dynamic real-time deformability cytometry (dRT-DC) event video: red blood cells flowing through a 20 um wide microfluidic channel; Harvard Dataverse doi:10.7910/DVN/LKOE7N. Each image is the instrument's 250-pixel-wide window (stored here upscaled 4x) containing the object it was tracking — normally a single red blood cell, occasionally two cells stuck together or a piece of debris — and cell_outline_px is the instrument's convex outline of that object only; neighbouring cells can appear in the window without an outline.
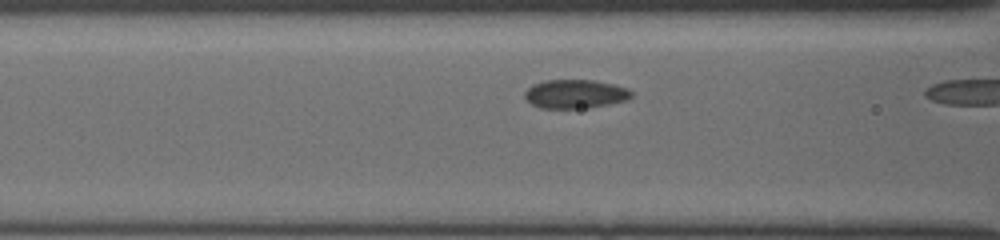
{"species": "common noctule bat (a hibernating species)", "species_latin": "Nyctalus noctula", "temperature_condition": "cold", "stored_images_in_passage": 9, "camera_frame_rate_fps": 3000, "um_per_image_px": 0.085, "animal": {"sex": "female", "body_mass_g": 19.5, "forearm_length_mm": 54.1}, "frame": {"image": 1, "passage_image": 7, "time_ms": 1.333, "image_size_px": [1000, 240], "cell_outline_px": [[632, 96], [624, 100], [588, 108], [540, 108], [532, 104], [524, 96], [524, 92], [532, 84], [544, 80], [592, 80], [612, 84], [624, 88], [632, 92]], "centroid_in_image_um": [48.82, 7.98], "position_along_channel_um": 117.8, "area_um2": 17.63}}